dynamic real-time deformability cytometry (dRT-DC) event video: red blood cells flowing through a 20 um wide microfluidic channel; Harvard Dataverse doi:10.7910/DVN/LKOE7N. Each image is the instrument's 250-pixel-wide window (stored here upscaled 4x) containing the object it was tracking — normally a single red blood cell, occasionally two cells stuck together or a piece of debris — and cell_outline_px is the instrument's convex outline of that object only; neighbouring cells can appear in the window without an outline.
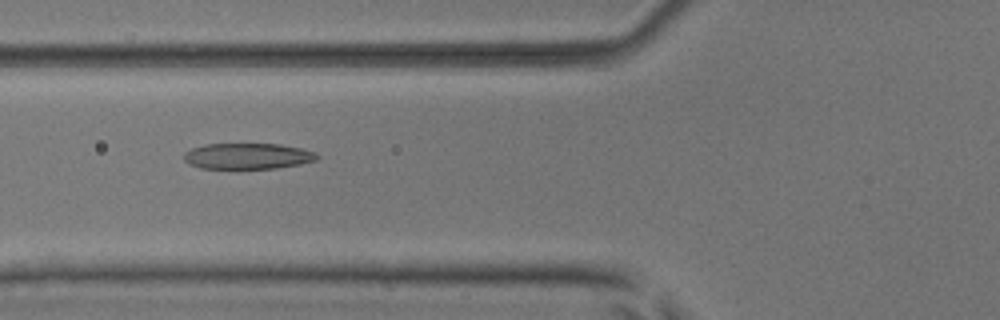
{"species": "common noctule bat (a hibernating species)", "species_latin": "Nyctalus noctula", "temperature_condition": "room temperature", "stored_images_in_passage": 51, "camera_frame_rate_fps": 3000, "um_per_image_px": 0.085, "animal": {"sex": "male", "body_mass_g": 17.9, "forearm_length_mm": 54.2}, "frame": {"image": 1, "passage_image": 20, "time_ms": 6.333, "image_size_px": [1000, 320], "cell_outline_px": [[320, 156], [316, 160], [300, 164], [276, 168], [200, 168], [188, 164], [184, 160], [184, 152], [192, 148], [204, 144], [280, 144], [300, 148], [316, 152]], "centroid_in_image_um": [21.04, 13.26], "position_along_channel_um": 104.8, "area_um2": 20.11}}
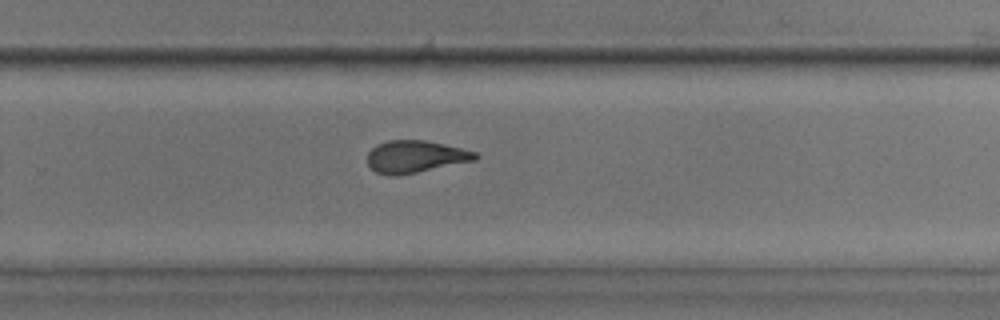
{"frame": {"image": 2, "passage_image": 34, "time_ms": 11.0, "image_size_px": [1000, 320], "cell_outline_px": [[480, 156], [476, 160], [396, 176], [376, 172], [368, 164], [368, 152], [376, 144], [388, 140], [424, 140], [444, 144], [476, 152]], "centroid_in_image_um": [35.3, 13.3], "position_along_channel_um": 294.5, "area_um2": 20.06}}
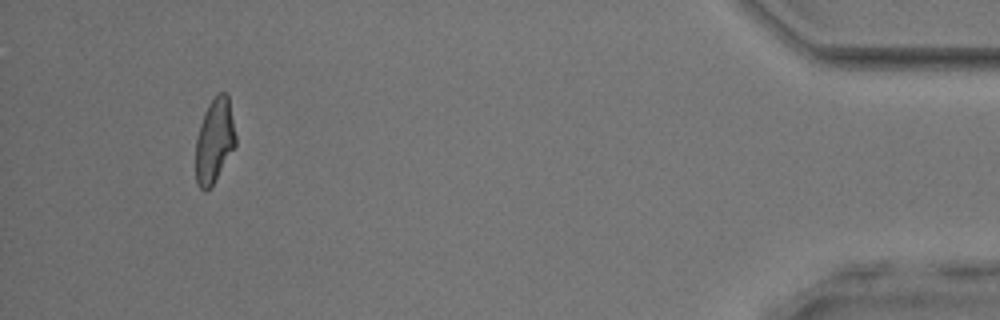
{"frame": {"image": 3, "passage_image": 48, "time_ms": 15.667, "image_size_px": [1000, 320], "cell_outline_px": [[236, 144], [212, 184], [204, 192], [196, 184], [196, 140], [200, 124], [204, 112], [208, 104], [220, 92], [224, 92], [228, 96], [236, 136]], "centroid_in_image_um": [18.21, 11.95], "position_along_channel_um": 417.0, "area_um2": 19.25}, "authors_computed_cell_mechanics": {"area_um2": 20.808, "velocity_mm_per_s": 4.0786, "shape_relaxation_time_tau1_ms": 7.7765, "shape_relaxation_time_tau2_ms": 2.0494, "deformation_change_tau1": 0.2434, "deformation_change_tau2": 0.1084}}